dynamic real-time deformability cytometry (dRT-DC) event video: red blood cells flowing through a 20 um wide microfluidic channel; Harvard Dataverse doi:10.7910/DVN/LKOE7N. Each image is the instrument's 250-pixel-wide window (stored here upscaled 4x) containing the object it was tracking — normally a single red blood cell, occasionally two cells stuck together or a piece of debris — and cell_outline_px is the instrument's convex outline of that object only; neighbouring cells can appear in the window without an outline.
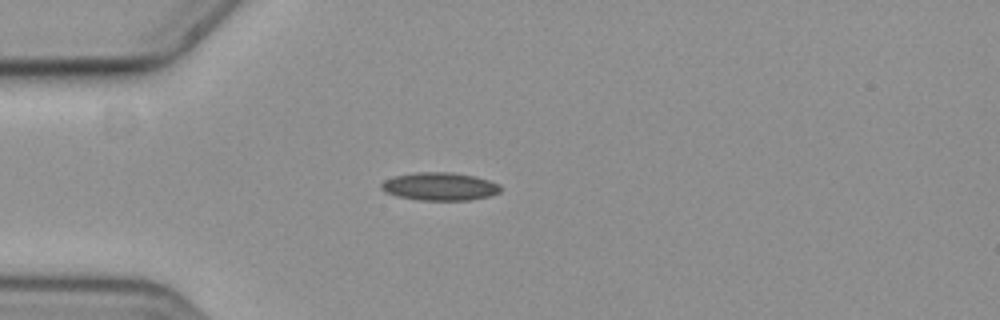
{"species": "common noctule bat (a hibernating species)", "species_latin": "Nyctalus noctula", "temperature_condition": "cold", "stored_images_in_passage": 43, "camera_frame_rate_fps": 3000, "um_per_image_px": 0.085, "animal": {"sex": "female", "body_mass_g": 19.3, "forearm_length_mm": 54.1}, "frame": {"image": 1, "passage_image": 1, "time_ms": 0.0, "image_size_px": [1000, 320], "cell_outline_px": [[500, 192], [488, 196], [468, 200], [420, 200], [396, 196], [380, 188], [380, 184], [384, 180], [396, 176], [416, 172], [452, 172], [476, 176], [500, 184]], "centroid_in_image_um": [37.38, 15.84], "position_along_channel_um": 47.6, "area_um2": 19.36}}
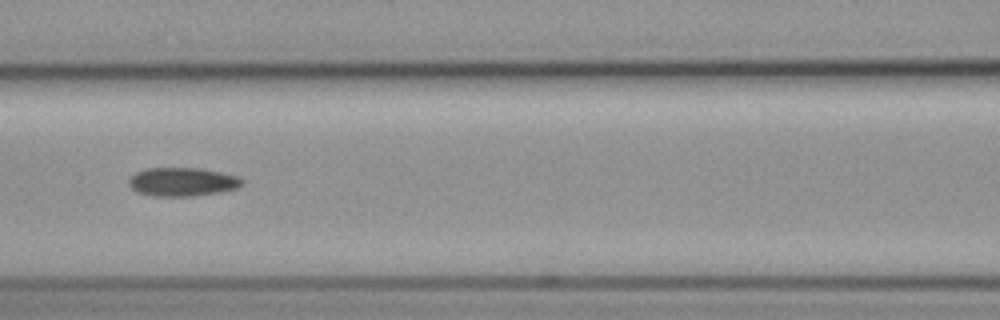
{"frame": {"image": 2, "passage_image": 11, "time_ms": 3.333, "image_size_px": [1000, 320], "cell_outline_px": [[244, 180], [236, 188], [216, 192], [192, 196], [152, 196], [140, 192], [132, 188], [128, 184], [128, 180], [136, 172], [144, 168], [200, 168], [220, 172], [236, 176]], "centroid_in_image_um": [15.45, 15.45], "position_along_channel_um": 151.1, "area_um2": 18.61}}
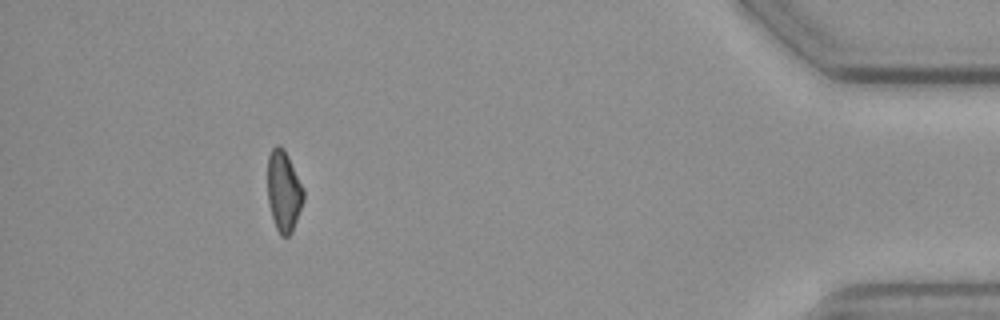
{"frame": {"image": 3, "passage_image": 38, "time_ms": 12.333, "image_size_px": [1000, 320], "cell_outline_px": [[304, 200], [292, 232], [288, 236], [280, 236], [276, 228], [268, 204], [268, 156], [272, 148], [276, 144], [280, 144], [284, 148], [304, 188]], "centroid_in_image_um": [24.12, 16.23], "position_along_channel_um": 411.1, "area_um2": 17.05}, "authors_computed_cell_mechanics": {"area_um2": 18.0336, "velocity_mm_per_s": 3.5847, "shape_relaxation_time_tau1_ms": 4.332, "shape_relaxation_time_tau2_ms": 7.9242, "deformation_change_tau1": 0.1153, "deformation_change_tau2": 0.1627}}